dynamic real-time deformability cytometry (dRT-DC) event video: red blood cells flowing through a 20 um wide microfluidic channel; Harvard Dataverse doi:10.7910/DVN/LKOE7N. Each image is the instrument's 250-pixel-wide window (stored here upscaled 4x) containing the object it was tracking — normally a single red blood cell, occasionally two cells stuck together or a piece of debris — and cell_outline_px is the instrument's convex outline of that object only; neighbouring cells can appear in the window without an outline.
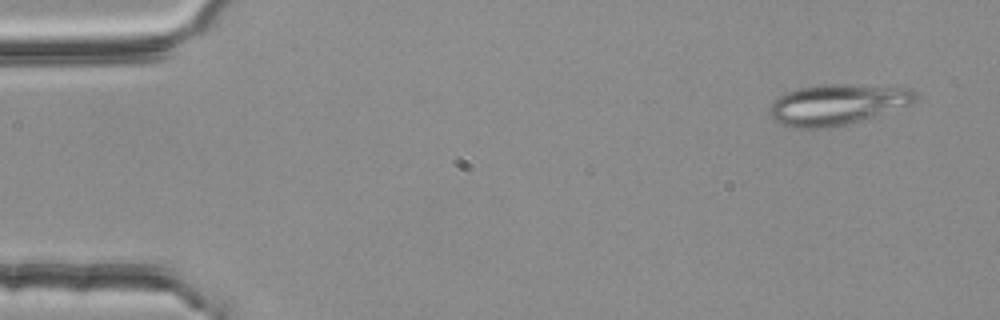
{"species": "common noctule bat (a hibernating species)", "species_latin": "Nyctalus noctula", "temperature_condition": "room temperature", "stored_images_in_passage": 3, "camera_frame_rate_fps": 3000, "um_per_image_px": 0.085, "animal": {"sex": "female", "body_mass_g": 25.1}, "frame": {"image": 1, "passage_image": 1, "time_ms": 0.0, "image_size_px": [1000, 320], "cell_outline_px": [[920, 96], [912, 104], [848, 124], [828, 128], [796, 128], [780, 124], [772, 120], [768, 116], [768, 112], [772, 100], [784, 92], [800, 88], [820, 84], [848, 84], [912, 88]], "centroid_in_image_um": [71.13, 8.88], "position_along_channel_um": 13.9, "area_um2": 35.03}}